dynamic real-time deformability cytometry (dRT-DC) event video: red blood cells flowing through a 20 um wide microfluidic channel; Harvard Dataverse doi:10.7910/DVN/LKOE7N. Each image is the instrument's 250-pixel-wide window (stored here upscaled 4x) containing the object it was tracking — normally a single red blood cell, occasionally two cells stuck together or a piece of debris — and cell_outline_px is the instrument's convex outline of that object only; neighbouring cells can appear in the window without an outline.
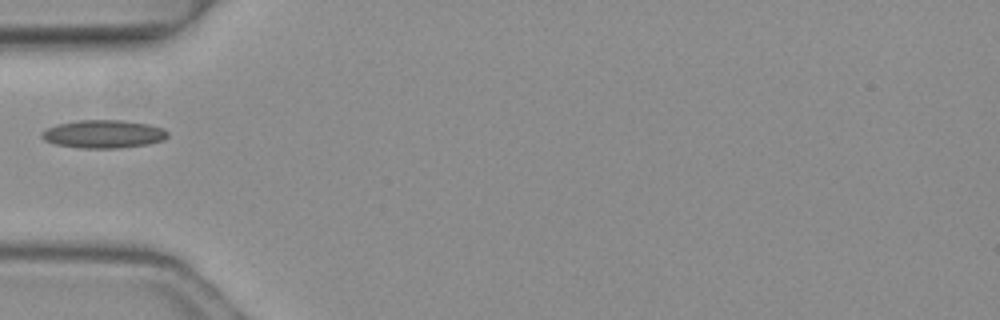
{"species": "common noctule bat (a hibernating species)", "species_latin": "Nyctalus noctula", "temperature_condition": "warm", "stored_images_in_passage": 1, "camera_frame_rate_fps": 3000, "um_per_image_px": 0.085, "animal": {"sex": "female", "body_mass_g": 19.3, "forearm_length_mm": 54.1}, "frame": {"image": 1, "passage_image": 1, "time_ms": 0.0, "image_size_px": [1000, 320], "cell_outline_px": [[168, 136], [164, 140], [148, 144], [120, 148], [80, 148], [56, 144], [44, 140], [40, 136], [40, 132], [56, 124], [76, 120], [124, 120], [148, 124], [164, 128], [168, 132]], "centroid_in_image_um": [8.8, 11.39], "position_along_channel_um": 76.2, "area_um2": 20.81}}